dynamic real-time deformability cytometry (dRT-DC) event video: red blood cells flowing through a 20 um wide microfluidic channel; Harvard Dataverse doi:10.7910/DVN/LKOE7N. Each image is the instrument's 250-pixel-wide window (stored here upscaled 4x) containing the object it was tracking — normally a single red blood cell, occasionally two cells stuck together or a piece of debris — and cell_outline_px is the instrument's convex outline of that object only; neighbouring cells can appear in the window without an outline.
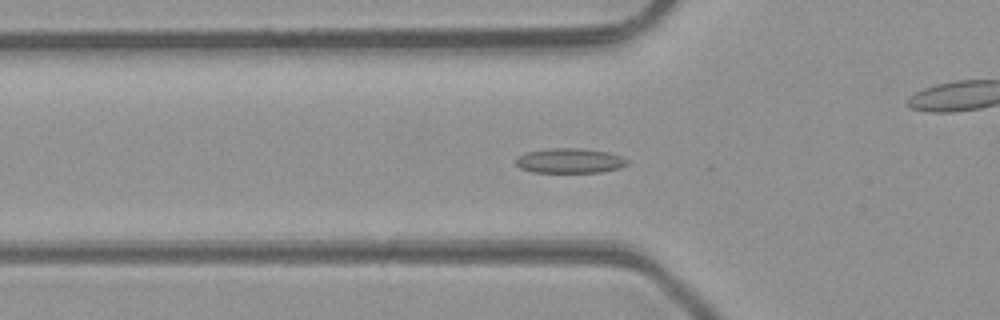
{"species": "common noctule bat (a hibernating species)", "species_latin": "Nyctalus noctula", "temperature_condition": "room temperature", "stored_images_in_passage": 41, "camera_frame_rate_fps": 3000, "um_per_image_px": 0.085, "animal": {"sex": "male", "body_mass_g": 23.1, "forearm_length_mm": 52.7}, "frame": {"image": 1, "passage_image": 8, "time_ms": 2.333, "image_size_px": [1000, 320], "cell_outline_px": [[628, 164], [620, 168], [600, 172], [532, 172], [520, 168], [516, 164], [516, 156], [524, 152], [548, 148], [580, 148], [608, 152], [620, 156], [628, 160]], "centroid_in_image_um": [48.39, 13.65], "position_along_channel_um": 77.4, "area_um2": 16.24}}
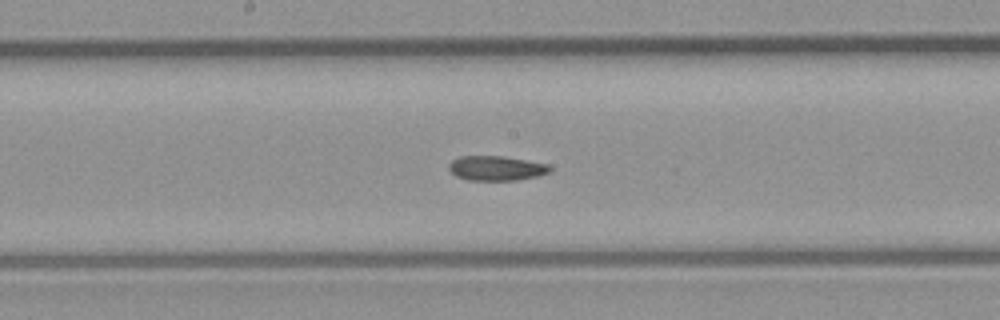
{"frame": {"image": 2, "passage_image": 17, "time_ms": 5.333, "image_size_px": [1000, 320], "cell_outline_px": [[552, 168], [548, 172], [540, 176], [516, 180], [468, 180], [456, 176], [448, 168], [448, 164], [452, 160], [460, 156], [500, 156], [548, 164]], "centroid_in_image_um": [42.17, 14.3], "position_along_channel_um": 206.0, "area_um2": 14.45}}
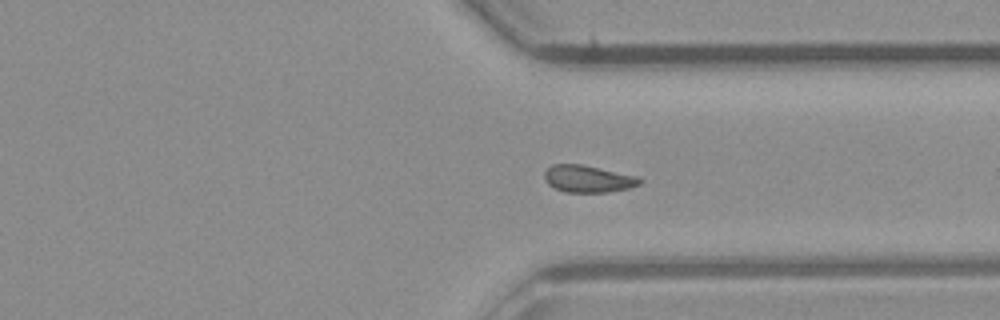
{"frame": {"image": 3, "passage_image": 28, "time_ms": 9.0, "image_size_px": [1000, 320], "cell_outline_px": [[644, 180], [640, 184], [628, 188], [608, 192], [564, 192], [548, 184], [544, 180], [544, 172], [552, 164], [580, 164], [640, 176]], "centroid_in_image_um": [50.01, 15.2], "position_along_channel_um": 361.4, "area_um2": 15.14}, "authors_computed_cell_mechanics": {"area_um2": 15.1436, "velocity_mm_per_s": 4.2572, "shape_relaxation_time_tau1_ms": null, "shape_relaxation_time_tau2_ms": 3.2697, "deformation_change_tau1": null, "deformation_change_tau2": 0.0762}}